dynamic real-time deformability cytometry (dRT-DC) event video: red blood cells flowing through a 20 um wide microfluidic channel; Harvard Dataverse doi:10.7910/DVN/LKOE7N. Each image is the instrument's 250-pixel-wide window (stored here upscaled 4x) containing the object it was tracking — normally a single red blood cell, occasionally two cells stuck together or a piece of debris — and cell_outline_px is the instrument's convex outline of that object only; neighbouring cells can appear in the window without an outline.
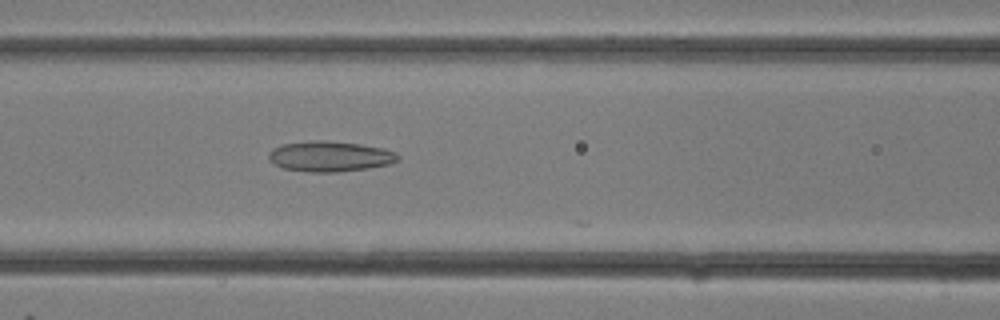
{"species": "common noctule bat (a hibernating species)", "species_latin": "Nyctalus noctula", "temperature_condition": "room temperature", "stored_images_in_passage": 12, "camera_frame_rate_fps": 3000, "um_per_image_px": 0.085, "animal": {"sex": "female"}, "frame": {"image": 1, "passage_image": 12, "time_ms": 3.667, "image_size_px": [1000, 320], "cell_outline_px": [[400, 160], [388, 164], [368, 168], [336, 172], [308, 172], [284, 168], [272, 164], [268, 160], [268, 152], [272, 148], [280, 144], [312, 140], [324, 140], [360, 144], [384, 148], [396, 152], [400, 156]], "centroid_in_image_um": [28.01, 13.28], "position_along_channel_um": 138.6, "area_um2": 23.24}}